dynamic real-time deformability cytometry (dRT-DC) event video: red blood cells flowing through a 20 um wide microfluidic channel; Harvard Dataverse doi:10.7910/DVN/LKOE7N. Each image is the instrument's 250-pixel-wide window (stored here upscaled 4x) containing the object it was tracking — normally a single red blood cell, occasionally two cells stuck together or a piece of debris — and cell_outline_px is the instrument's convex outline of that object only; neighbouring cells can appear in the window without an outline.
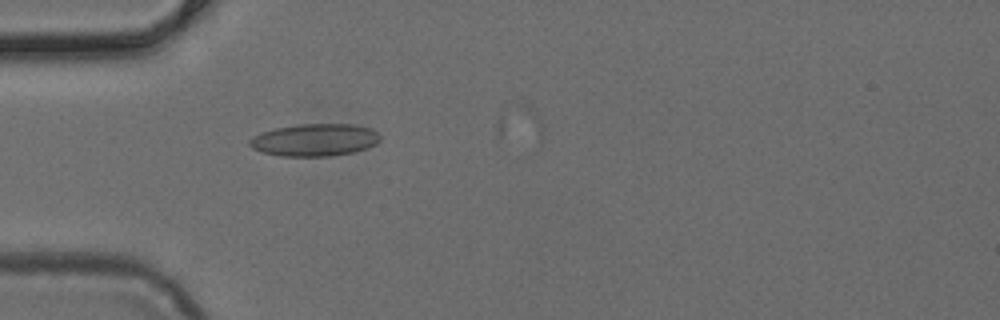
{"species": "common noctule bat (a hibernating species)", "species_latin": "Nyctalus noctula", "temperature_condition": "cold", "stored_images_in_passage": 5, "camera_frame_rate_fps": 3000, "um_per_image_px": 0.085, "animal": {"sex": "female", "body_mass_g": 24.6, "forearm_length_mm": 56.2}, "frame": {"image": 1, "passage_image": 5, "time_ms": 1.333, "image_size_px": [1000, 320], "cell_outline_px": [[380, 140], [376, 144], [356, 152], [328, 156], [280, 156], [260, 152], [252, 148], [248, 144], [248, 140], [252, 136], [276, 128], [296, 124], [352, 124], [372, 128], [380, 136]], "centroid_in_image_um": [26.74, 11.9], "position_along_channel_um": 58.3, "area_um2": 24.8}}